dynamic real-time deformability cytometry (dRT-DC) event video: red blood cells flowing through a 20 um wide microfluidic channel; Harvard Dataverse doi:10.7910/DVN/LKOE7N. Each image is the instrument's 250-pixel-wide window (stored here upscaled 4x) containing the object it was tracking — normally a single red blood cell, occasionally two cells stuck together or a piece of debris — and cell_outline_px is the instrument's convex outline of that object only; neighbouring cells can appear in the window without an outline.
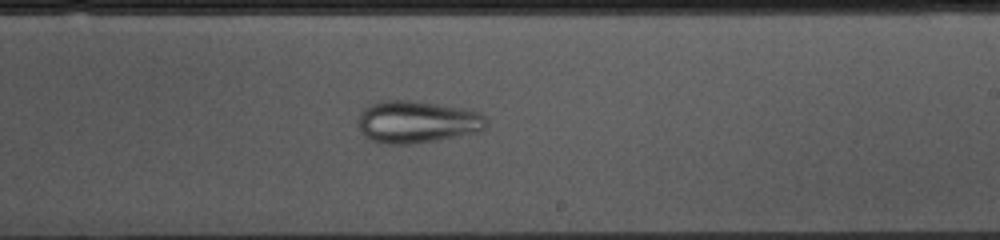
{"species": "common noctule bat (a hibernating species)", "species_latin": "Nyctalus noctula", "temperature_condition": "cold", "stored_images_in_passage": 53, "camera_frame_rate_fps": 3000, "um_per_image_px": 0.085, "animal": {"sex": "female", "body_mass_g": 10.0, "forearm_length_mm": 53.1}, "frame": {"image": 1, "passage_image": 30, "time_ms": 9.667, "image_size_px": [1000, 240], "cell_outline_px": [[484, 132], [412, 144], [384, 144], [368, 140], [364, 136], [360, 128], [360, 112], [368, 104], [380, 100], [408, 100], [464, 108], [480, 112], [484, 116]], "centroid_in_image_um": [35.44, 10.37], "position_along_channel_um": 253.6, "area_um2": 31.73}}
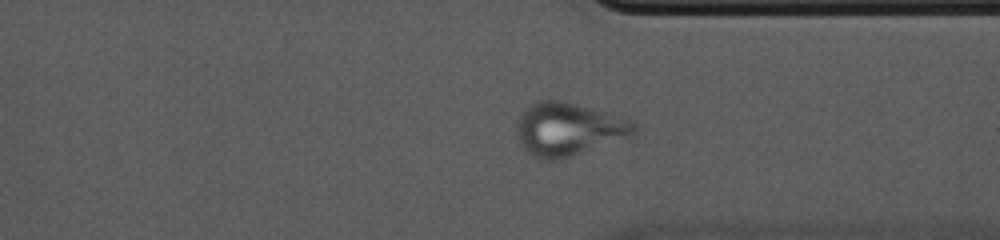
{"frame": {"image": 2, "passage_image": 39, "time_ms": 12.667, "image_size_px": [1000, 240], "cell_outline_px": [[636, 136], [572, 156], [556, 160], [544, 160], [532, 156], [520, 144], [516, 132], [516, 120], [524, 108], [536, 100], [564, 100], [628, 116], [636, 120]], "centroid_in_image_um": [48.4, 10.95], "position_along_channel_um": 363.0, "area_um2": 37.74}}
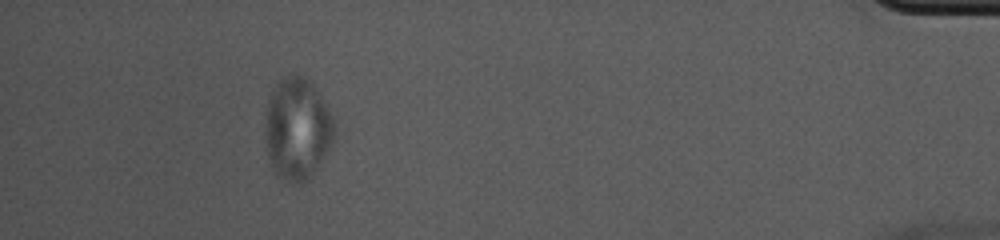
{"frame": {"image": 3, "passage_image": 48, "time_ms": 15.667, "image_size_px": [1000, 240], "cell_outline_px": [[336, 140], [316, 168], [300, 184], [296, 184], [284, 180], [272, 168], [268, 156], [264, 140], [264, 116], [268, 100], [272, 88], [280, 80], [292, 72], [296, 72], [312, 80], [336, 120]], "centroid_in_image_um": [25.28, 10.87], "position_along_channel_um": 409.9, "area_um2": 42.25}}